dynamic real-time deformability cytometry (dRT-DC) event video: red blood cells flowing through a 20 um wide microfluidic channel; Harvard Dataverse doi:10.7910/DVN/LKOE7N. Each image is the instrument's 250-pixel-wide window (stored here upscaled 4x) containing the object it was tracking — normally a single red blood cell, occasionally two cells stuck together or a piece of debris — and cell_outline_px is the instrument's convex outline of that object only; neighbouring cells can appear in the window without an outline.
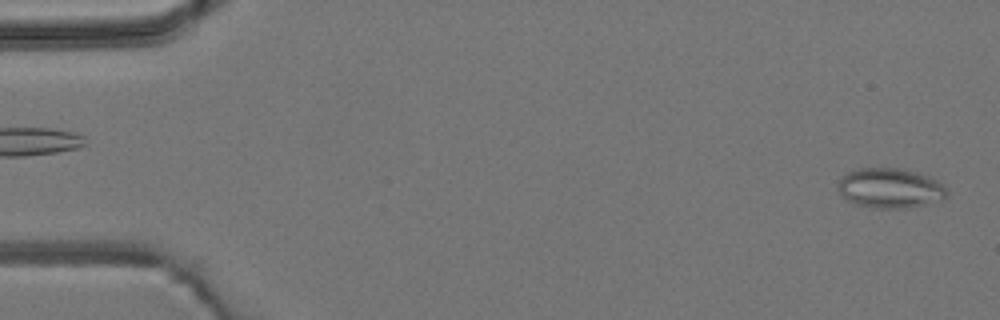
{"species": "common noctule bat (a hibernating species)", "species_latin": "Nyctalus noctula", "temperature_condition": "room temperature", "stored_images_in_passage": 2, "camera_frame_rate_fps": 3000, "um_per_image_px": 0.085, "animal": {"sex": "male", "body_mass_g": 19.2, "forearm_length_mm": 51.8}, "frame": {"image": 1, "passage_image": 2, "time_ms": 1.0, "image_size_px": [1000, 320], "cell_outline_px": [[948, 196], [944, 200], [908, 208], [872, 208], [856, 204], [848, 200], [836, 188], [836, 184], [840, 176], [856, 168], [904, 168], [932, 176], [944, 184], [948, 192]], "centroid_in_image_um": [75.69, 15.98], "position_along_channel_um": 9.3, "area_um2": 26.01}}